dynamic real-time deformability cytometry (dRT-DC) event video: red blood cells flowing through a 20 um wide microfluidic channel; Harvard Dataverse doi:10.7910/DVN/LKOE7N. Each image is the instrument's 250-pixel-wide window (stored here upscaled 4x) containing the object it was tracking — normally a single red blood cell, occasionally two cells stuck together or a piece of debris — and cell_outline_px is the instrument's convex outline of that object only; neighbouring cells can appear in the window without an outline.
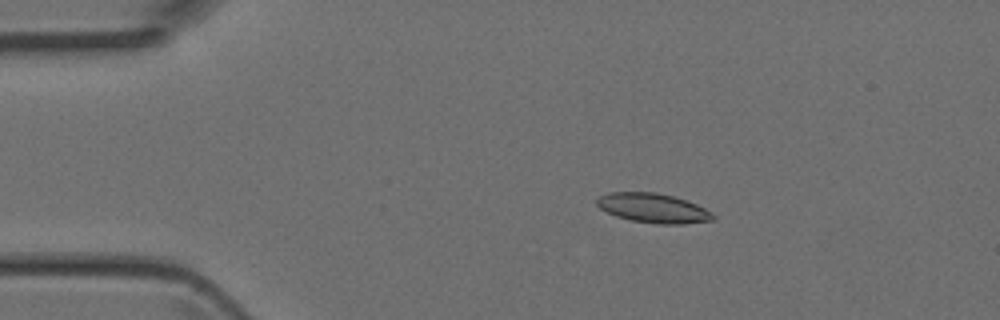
{"species": "Egyptian fruit bat (a non-hibernating species)", "species_latin": "Rousettus aegyptiacus", "temperature_condition": "room temperature", "stored_images_in_passage": 4, "camera_frame_rate_fps": 3000, "um_per_image_px": 0.085, "animal": {"sex": "female"}, "frame": {"image": 1, "passage_image": 3, "time_ms": 0.667, "image_size_px": [1000, 320], "cell_outline_px": [[716, 216], [712, 220], [684, 224], [660, 224], [632, 220], [616, 216], [600, 208], [596, 204], [596, 200], [600, 196], [608, 192], [656, 192], [672, 196], [696, 204], [712, 212]], "centroid_in_image_um": [55.52, 17.68], "position_along_channel_um": 29.5, "area_um2": 19.77}}